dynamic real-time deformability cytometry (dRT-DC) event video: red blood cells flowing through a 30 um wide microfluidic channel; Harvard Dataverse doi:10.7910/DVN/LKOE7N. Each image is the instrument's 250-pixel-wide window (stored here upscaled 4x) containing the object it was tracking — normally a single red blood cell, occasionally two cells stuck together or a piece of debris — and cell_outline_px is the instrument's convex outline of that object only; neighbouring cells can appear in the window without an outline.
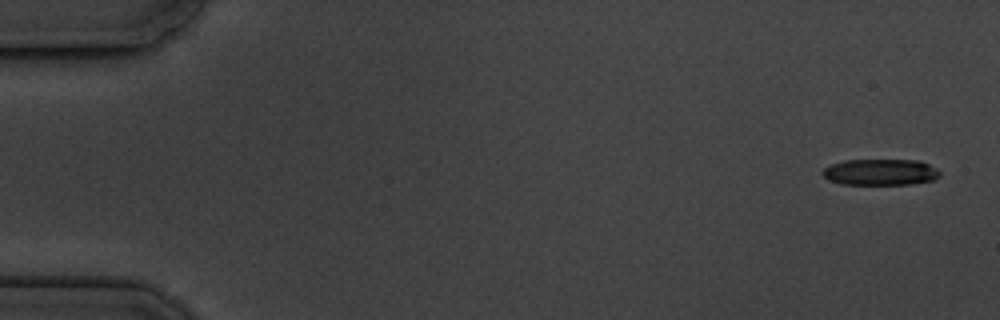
{"species": "common noctule bat (a hibernating species)", "species_latin": "Nyctalus noctula", "temperature_condition": "cold", "stored_images_in_passage": 9, "camera_frame_rate_fps": 3000, "um_per_image_px": 0.085, "animal": {"sex": "male", "body_mass_g": 19.5, "forearm_length_mm": 54.6}, "frame": {"image": 1, "passage_image": 1, "time_ms": 0.0, "image_size_px": [1000, 320], "cell_outline_px": [[940, 176], [932, 180], [908, 184], [840, 184], [828, 180], [820, 172], [824, 168], [832, 164], [844, 160], [920, 160], [936, 168], [940, 172]], "centroid_in_image_um": [74.81, 14.63], "position_along_channel_um": 10.2, "area_um2": 17.92}}
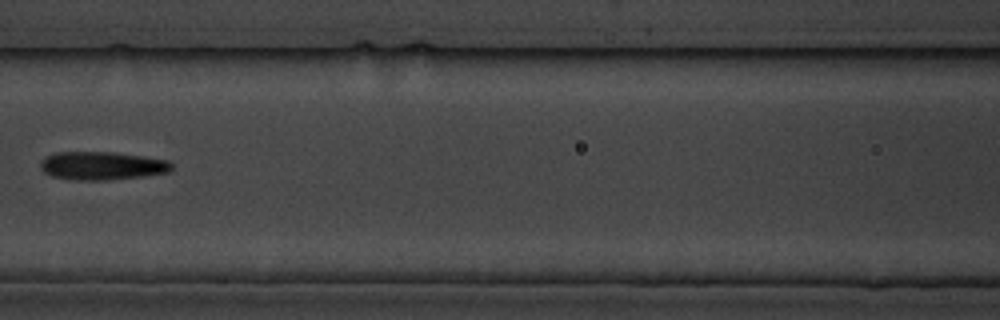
{"frame": {"image": 2, "passage_image": 7, "time_ms": 8.0, "image_size_px": [1000, 320], "cell_outline_px": [[172, 168], [168, 172], [144, 176], [108, 180], [72, 180], [52, 176], [44, 172], [40, 168], [40, 160], [44, 156], [56, 152], [112, 152], [144, 156], [168, 160], [172, 164]], "centroid_in_image_um": [8.63, 14.08], "position_along_channel_um": 158.0, "area_um2": 21.79}}
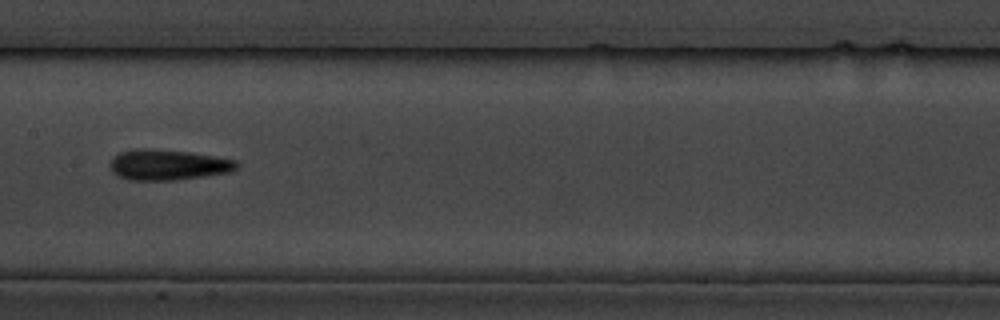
{"frame": {"image": 3, "passage_image": 8, "time_ms": 9.0, "image_size_px": [1000, 320], "cell_outline_px": [[240, 164], [236, 168], [228, 172], [204, 176], [176, 180], [128, 180], [116, 176], [108, 168], [108, 164], [112, 156], [120, 152], [136, 148], [148, 148], [188, 152], [236, 160]], "centroid_in_image_um": [14.18, 14.01], "position_along_channel_um": 193.2, "area_um2": 22.77}}